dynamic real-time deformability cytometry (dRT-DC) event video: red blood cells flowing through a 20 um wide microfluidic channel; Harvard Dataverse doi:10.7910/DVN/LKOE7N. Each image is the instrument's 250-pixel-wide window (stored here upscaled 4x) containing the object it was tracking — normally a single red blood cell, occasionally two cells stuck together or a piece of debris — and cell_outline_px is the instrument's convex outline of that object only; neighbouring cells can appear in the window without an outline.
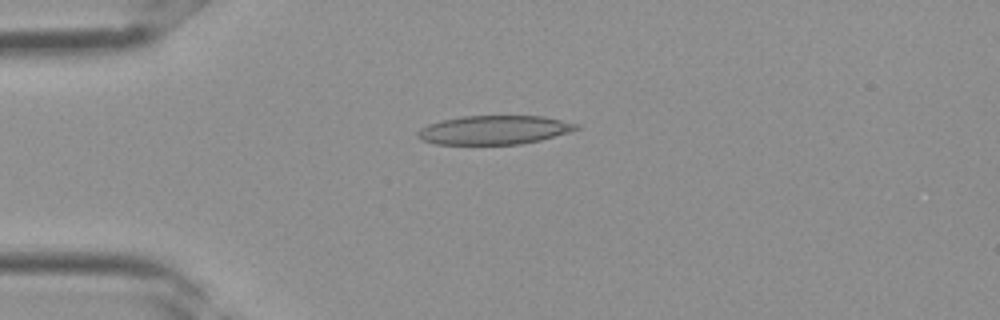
{"species": "Egyptian fruit bat (a non-hibernating species)", "species_latin": "Rousettus aegyptiacus", "temperature_condition": "room temperature", "stored_images_in_passage": 1, "camera_frame_rate_fps": 3000, "um_per_image_px": 0.085, "frame": {"image": 1, "passage_image": 1, "time_ms": 0.0, "image_size_px": [1000, 320], "cell_outline_px": [[580, 128], [568, 132], [540, 140], [520, 144], [436, 144], [420, 140], [416, 136], [416, 132], [420, 128], [428, 124], [444, 120], [464, 116], [544, 116], [580, 124]], "centroid_in_image_um": [41.99, 11.04], "position_along_channel_um": 43.0, "area_um2": 26.65}}